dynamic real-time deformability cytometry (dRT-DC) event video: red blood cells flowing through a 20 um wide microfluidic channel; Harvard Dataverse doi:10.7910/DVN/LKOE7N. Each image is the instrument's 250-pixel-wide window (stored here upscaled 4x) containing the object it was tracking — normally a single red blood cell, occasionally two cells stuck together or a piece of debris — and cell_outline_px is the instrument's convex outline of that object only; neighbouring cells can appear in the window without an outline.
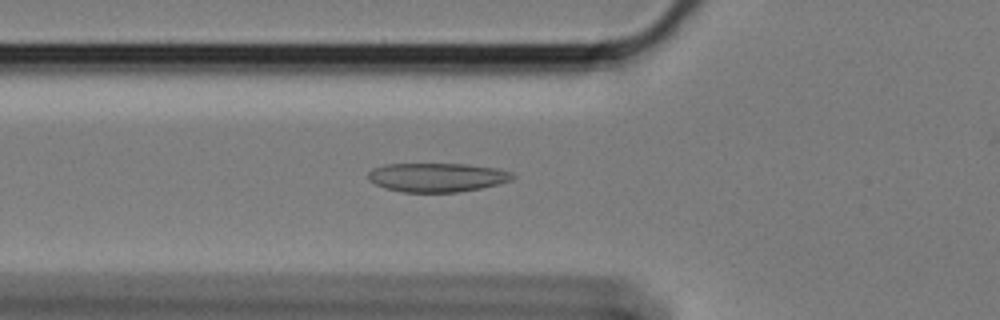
{"species": "Egyptian fruit bat (a non-hibernating species)", "species_latin": "Rousettus aegyptiacus", "temperature_condition": "cold", "stored_images_in_passage": 45, "camera_frame_rate_fps": 3000, "um_per_image_px": 0.085, "animal": {"sex": "female"}, "frame": {"image": 1, "passage_image": 6, "time_ms": 1.667, "image_size_px": [1000, 320], "cell_outline_px": [[516, 176], [512, 180], [480, 188], [456, 192], [404, 192], [384, 188], [368, 180], [368, 172], [372, 168], [384, 164], [464, 164], [496, 168], [512, 172]], "centroid_in_image_um": [37.12, 15.07], "position_along_channel_um": 88.7, "area_um2": 24.33}}
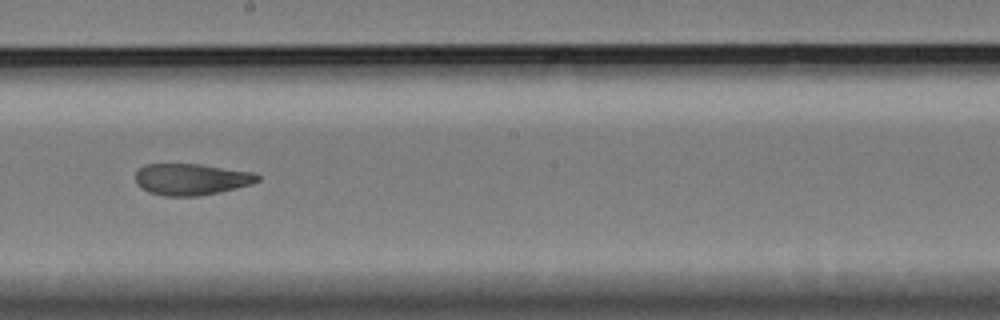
{"frame": {"image": 2, "passage_image": 19, "time_ms": 6.0, "image_size_px": [1000, 320], "cell_outline_px": [[260, 180], [252, 184], [236, 188], [200, 196], [164, 196], [148, 192], [136, 184], [136, 172], [144, 164], [200, 164], [256, 172], [260, 176]], "centroid_in_image_um": [16.28, 15.23], "position_along_channel_um": 231.9, "area_um2": 22.6}}
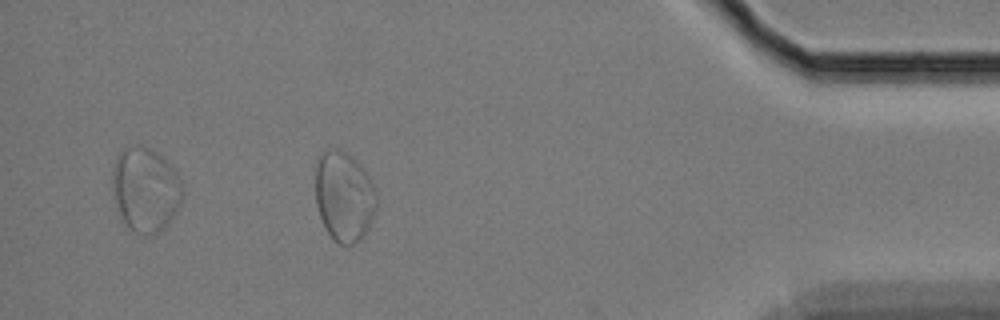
{"frame": {"image": 3, "passage_image": 39, "time_ms": 12.667, "image_size_px": [1000, 320], "cell_outline_px": [[376, 212], [364, 236], [356, 244], [336, 244], [332, 240], [324, 228], [316, 204], [316, 160], [328, 148], [348, 152], [364, 168], [376, 188]], "centroid_in_image_um": [29.26, 16.72], "position_along_channel_um": 405.9, "area_um2": 32.6}, "authors_computed_cell_mechanics": {"area_um2": 24.0448, "velocity_mm_per_s": 3.2903, "shape_relaxation_time_tau1_ms": 7.6751, "shape_relaxation_time_tau2_ms": 2.9792, "deformation_change_tau1": 0.1581, "deformation_change_tau2": 0.0971}}